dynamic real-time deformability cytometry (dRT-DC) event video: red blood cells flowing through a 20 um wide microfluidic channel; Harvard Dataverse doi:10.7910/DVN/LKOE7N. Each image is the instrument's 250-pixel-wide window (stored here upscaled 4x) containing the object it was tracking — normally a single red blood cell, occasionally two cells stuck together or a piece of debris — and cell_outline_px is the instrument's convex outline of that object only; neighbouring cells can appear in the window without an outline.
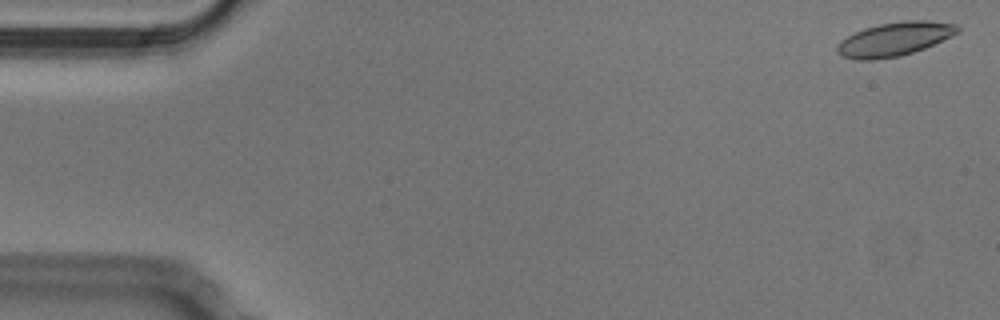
{"species": "Egyptian fruit bat (a non-hibernating species)", "species_latin": "Rousettus aegyptiacus", "temperature_condition": "cold", "stored_images_in_passage": 53, "camera_frame_rate_fps": 3000, "um_per_image_px": 0.085, "animal": {"sex": "male"}, "frame": {"image": 1, "passage_image": 2, "time_ms": 0.333, "image_size_px": [1000, 320], "cell_outline_px": [[960, 32], [952, 36], [924, 48], [900, 56], [872, 60], [856, 60], [840, 56], [836, 52], [836, 48], [840, 40], [864, 28], [880, 24], [904, 20], [928, 20], [956, 24], [960, 28]], "centroid_in_image_um": [76.02, 3.32], "position_along_channel_um": 9.0, "area_um2": 23.76}}
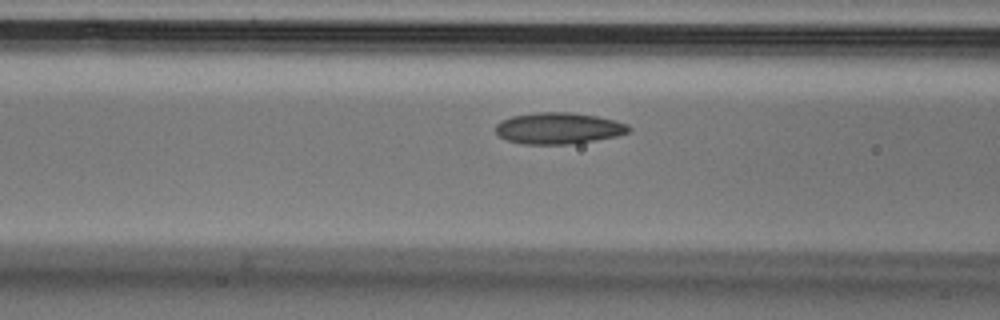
{"frame": {"image": 2, "passage_image": 21, "time_ms": 6.667, "image_size_px": [1000, 320], "cell_outline_px": [[632, 128], [628, 132], [616, 136], [596, 140], [568, 144], [524, 144], [508, 140], [500, 136], [496, 132], [496, 124], [500, 120], [512, 116], [540, 112], [572, 112], [596, 116], [616, 120], [628, 124]], "centroid_in_image_um": [47.49, 10.89], "position_along_channel_um": 119.1, "area_um2": 24.33}}
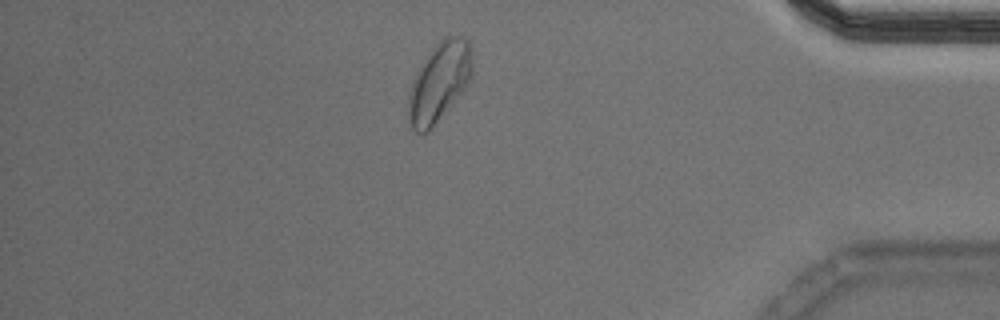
{"frame": {"image": 3, "passage_image": 46, "time_ms": 15.0, "image_size_px": [1000, 320], "cell_outline_px": [[472, 76], [464, 88], [432, 128], [428, 132], [416, 132], [412, 128], [408, 116], [408, 108], [412, 80], [432, 48], [444, 36], [460, 36], [468, 40], [472, 56]], "centroid_in_image_um": [37.34, 6.95], "position_along_channel_um": 397.9, "area_um2": 28.84}, "authors_computed_cell_mechanics": {"area_um2": 23.7558, "velocity_mm_per_s": 3.7713, "shape_relaxation_time_tau1_ms": 4.2148, "shape_relaxation_time_tau2_ms": 1.7965, "deformation_change_tau1": 0.0945, "deformation_change_tau2": 0.0616}}